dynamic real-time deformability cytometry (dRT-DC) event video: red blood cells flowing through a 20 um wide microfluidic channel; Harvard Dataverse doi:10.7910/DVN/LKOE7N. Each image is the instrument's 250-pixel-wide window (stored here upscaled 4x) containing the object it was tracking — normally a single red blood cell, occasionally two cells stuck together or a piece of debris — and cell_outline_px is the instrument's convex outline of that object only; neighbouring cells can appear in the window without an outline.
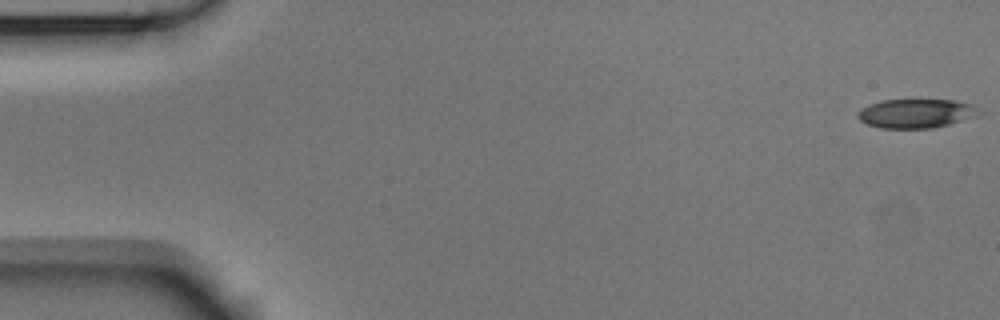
{"species": "Egyptian fruit bat (a non-hibernating species)", "species_latin": "Rousettus aegyptiacus", "temperature_condition": "room temperature", "stored_images_in_passage": 7, "camera_frame_rate_fps": 3000, "um_per_image_px": 0.085, "animal": {"sex": "male"}, "frame": {"image": 1, "passage_image": 1, "time_ms": 0.0, "image_size_px": [1000, 320], "cell_outline_px": [[980, 116], [932, 128], [880, 128], [868, 124], [860, 120], [856, 116], [856, 112], [860, 108], [868, 104], [880, 100], [956, 100], [972, 104]], "centroid_in_image_um": [77.81, 9.64], "position_along_channel_um": 7.2, "area_um2": 20.58}}
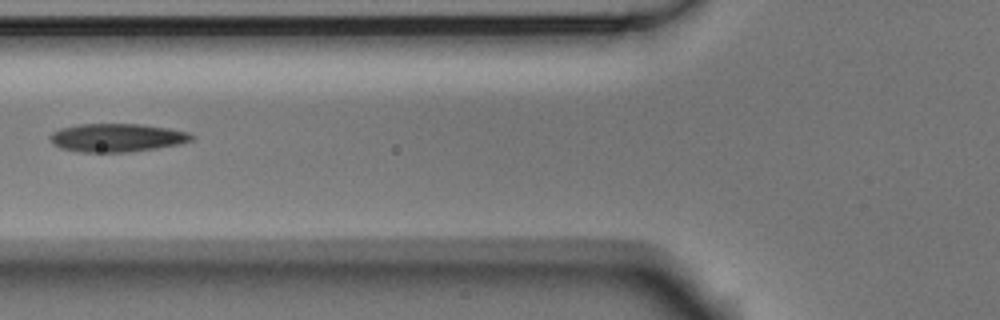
{"frame": {"image": 2, "passage_image": 6, "time_ms": 1.667, "image_size_px": [1000, 320], "cell_outline_px": [[196, 136], [192, 140], [180, 144], [156, 148], [128, 152], [80, 152], [60, 148], [52, 144], [48, 136], [52, 132], [60, 128], [80, 124], [140, 124], [168, 128], [188, 132]], "centroid_in_image_um": [9.92, 11.7], "position_along_channel_um": 115.9, "area_um2": 23.47}}
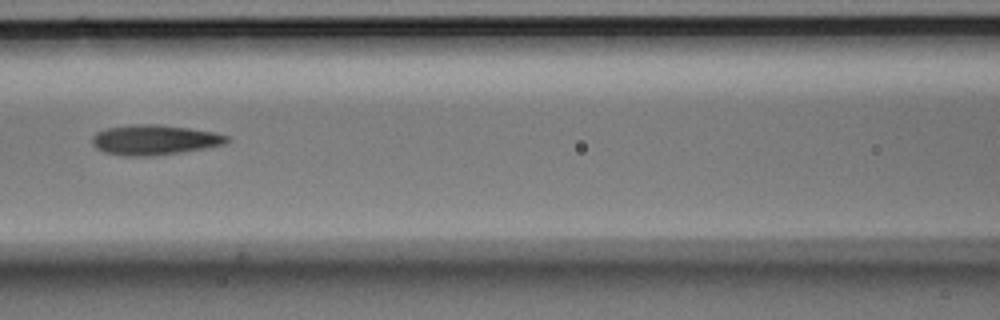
{"frame": {"image": 3, "passage_image": 7, "time_ms": 2.0, "image_size_px": [1000, 320], "cell_outline_px": [[232, 140], [224, 144], [204, 148], [180, 152], [152, 156], [124, 156], [104, 152], [96, 148], [92, 144], [92, 136], [96, 132], [108, 128], [132, 124], [156, 124], [188, 128], [212, 132], [228, 136]], "centroid_in_image_um": [13.1, 11.89], "position_along_channel_um": 153.5, "area_um2": 23.52}}